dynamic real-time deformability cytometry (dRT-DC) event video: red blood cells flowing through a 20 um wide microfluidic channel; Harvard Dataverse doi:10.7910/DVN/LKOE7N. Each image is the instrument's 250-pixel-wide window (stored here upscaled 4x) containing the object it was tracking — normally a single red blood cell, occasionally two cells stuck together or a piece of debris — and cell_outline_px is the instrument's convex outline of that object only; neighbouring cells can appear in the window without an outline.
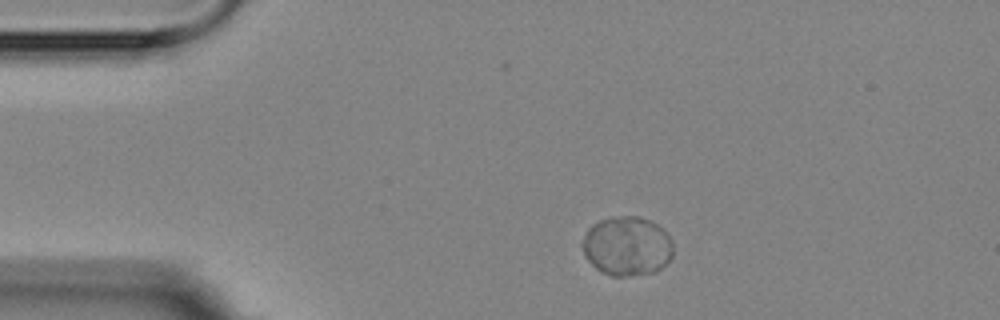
{"species": "Egyptian fruit bat (a non-hibernating species)", "species_latin": "Rousettus aegyptiacus", "temperature_condition": "room temperature", "stored_images_in_passage": 14, "camera_frame_rate_fps": 3000, "um_per_image_px": 0.085, "animal": {"sex": "female"}, "frame": {"image": 1, "passage_image": 2, "time_ms": 1.0, "image_size_px": [1000, 320], "cell_outline_px": [[672, 256], [656, 272], [628, 276], [612, 276], [600, 272], [584, 256], [580, 244], [588, 228], [592, 224], [600, 220], [616, 216], [636, 216], [648, 220], [656, 224], [668, 236], [672, 244]], "centroid_in_image_um": [53.24, 20.93], "position_along_channel_um": 31.8, "area_um2": 31.33}}
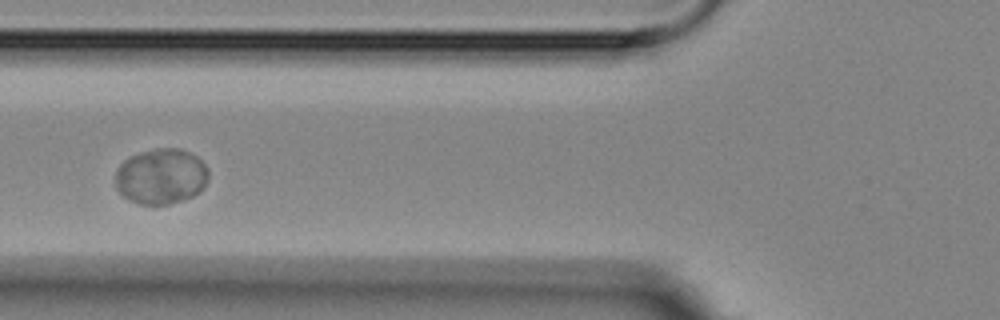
{"frame": {"image": 2, "passage_image": 5, "time_ms": 4.667, "image_size_px": [1000, 320], "cell_outline_px": [[208, 180], [204, 188], [200, 192], [192, 196], [168, 204], [140, 204], [124, 196], [116, 188], [116, 172], [120, 164], [124, 160], [140, 152], [156, 148], [180, 148], [196, 156], [208, 168]], "centroid_in_image_um": [13.71, 14.98], "position_along_channel_um": 112.1, "area_um2": 30.0}}
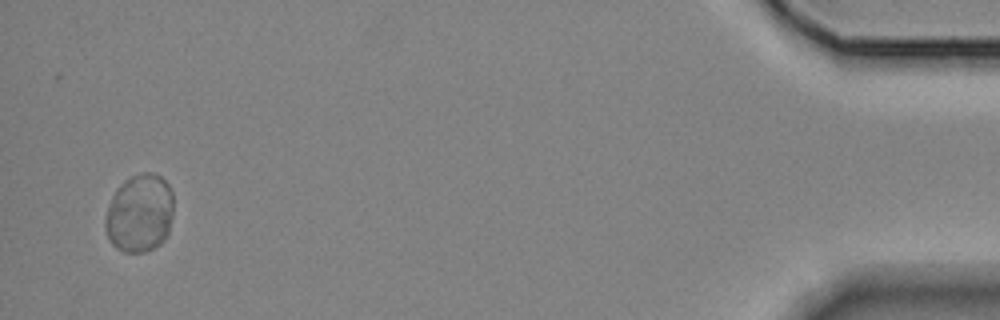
{"frame": {"image": 3, "passage_image": 14, "time_ms": 16.0, "image_size_px": [1000, 320], "cell_outline_px": [[172, 216], [168, 236], [160, 244], [144, 252], [124, 252], [116, 248], [112, 244], [108, 236], [104, 224], [104, 220], [112, 196], [116, 188], [124, 180], [132, 176], [144, 172], [148, 172], [160, 176], [168, 184], [172, 192]], "centroid_in_image_um": [11.87, 18.13], "position_along_channel_um": 423.3, "area_um2": 31.15}, "authors_computed_cell_mechanics": {"area_um2": 29.9404, "velocity_mm_per_s": 3.4529, "shape_relaxation_time_tau1_ms": 8.6018, "shape_relaxation_time_tau2_ms": null, "deformation_change_tau1": 0.0604, "deformation_change_tau2": null}}